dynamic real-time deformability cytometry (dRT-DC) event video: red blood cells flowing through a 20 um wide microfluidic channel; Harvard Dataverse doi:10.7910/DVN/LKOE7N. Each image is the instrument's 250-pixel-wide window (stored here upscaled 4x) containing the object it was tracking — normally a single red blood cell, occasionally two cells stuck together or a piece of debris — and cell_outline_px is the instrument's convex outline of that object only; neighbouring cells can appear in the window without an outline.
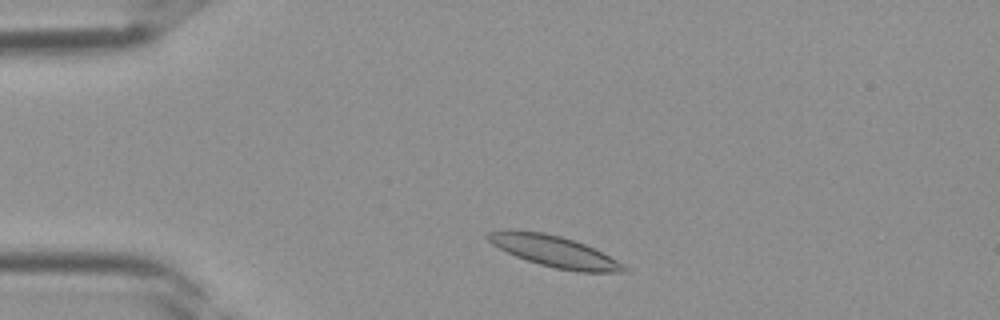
{"species": "Egyptian fruit bat (a non-hibernating species)", "species_latin": "Rousettus aegyptiacus", "temperature_condition": "room temperature", "stored_images_in_passage": 33, "camera_frame_rate_fps": 3000, "um_per_image_px": 0.085, "frame": {"image": 1, "passage_image": 3, "time_ms": 0.667, "image_size_px": [1000, 320], "cell_outline_px": [[628, 272], [576, 272], [556, 268], [540, 264], [516, 256], [492, 244], [484, 236], [488, 232], [544, 232], [560, 236], [584, 244], [624, 264], [628, 268]], "centroid_in_image_um": [47.19, 21.41], "position_along_channel_um": 37.8, "area_um2": 23.87}}
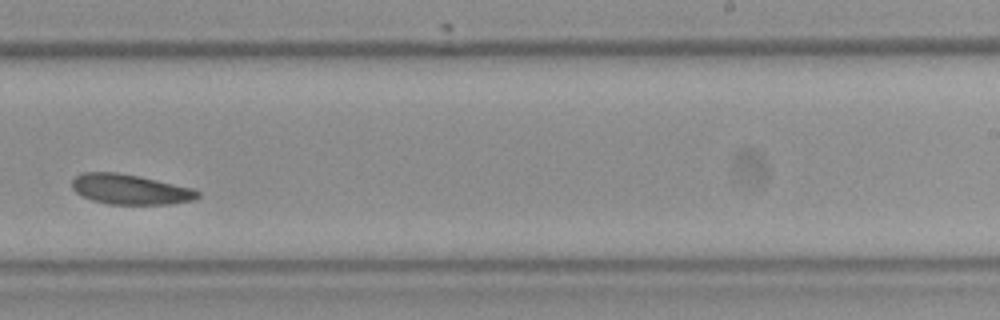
{"frame": {"image": 2, "passage_image": 19, "time_ms": 6.0, "image_size_px": [1000, 320], "cell_outline_px": [[200, 196], [192, 200], [168, 204], [108, 204], [92, 200], [76, 192], [72, 188], [72, 180], [76, 176], [84, 172], [120, 172], [140, 176], [192, 188], [200, 192]], "centroid_in_image_um": [11.05, 16.08], "position_along_channel_um": 277.9, "area_um2": 21.96}}
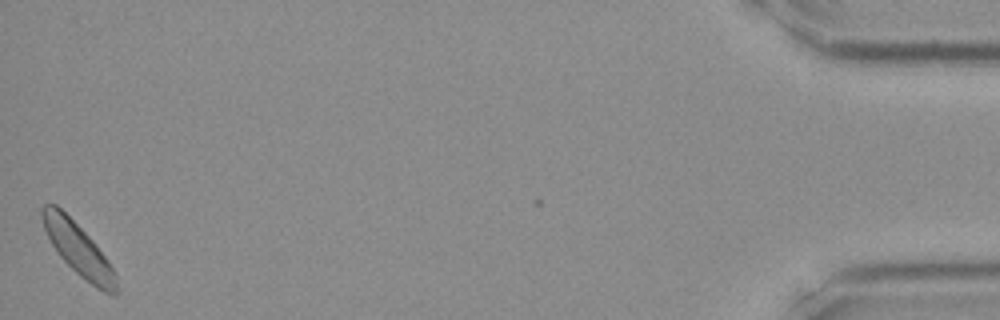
{"frame": {"image": 3, "passage_image": 33, "time_ms": 10.667, "image_size_px": [1000, 320], "cell_outline_px": [[120, 292], [116, 296], [112, 296], [96, 288], [80, 276], [60, 256], [52, 244], [44, 228], [40, 216], [40, 208], [44, 204], [56, 204], [92, 240], [108, 260], [116, 276]], "centroid_in_image_um": [6.68, 21.23], "position_along_channel_um": 428.5, "area_um2": 22.37}}